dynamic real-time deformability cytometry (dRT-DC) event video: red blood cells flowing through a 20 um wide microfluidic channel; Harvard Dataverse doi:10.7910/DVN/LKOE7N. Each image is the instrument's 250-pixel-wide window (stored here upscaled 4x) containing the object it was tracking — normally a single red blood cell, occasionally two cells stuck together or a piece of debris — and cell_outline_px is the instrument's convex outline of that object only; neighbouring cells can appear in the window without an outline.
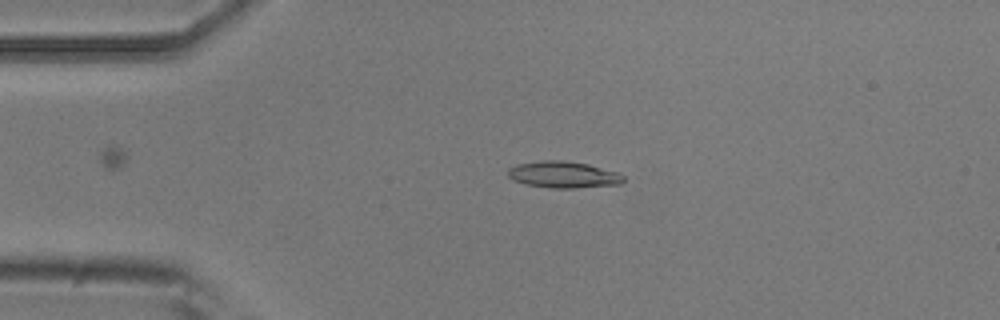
{"species": "common noctule bat (a hibernating species)", "species_latin": "Nyctalus noctula", "temperature_condition": "room temperature", "stored_images_in_passage": 5, "camera_frame_rate_fps": 3000, "um_per_image_px": 0.085, "animal": {"sex": "male", "body_mass_g": 20.5, "forearm_length_mm": 52.5}, "frame": {"image": 1, "passage_image": 3, "time_ms": 2.0, "image_size_px": [1000, 320], "cell_outline_px": [[624, 180], [620, 184], [576, 188], [552, 188], [524, 184], [512, 180], [508, 176], [508, 168], [516, 164], [540, 160], [560, 160], [588, 164], [620, 172], [624, 176]], "centroid_in_image_um": [47.88, 14.84], "position_along_channel_um": 37.1, "area_um2": 18.09}}
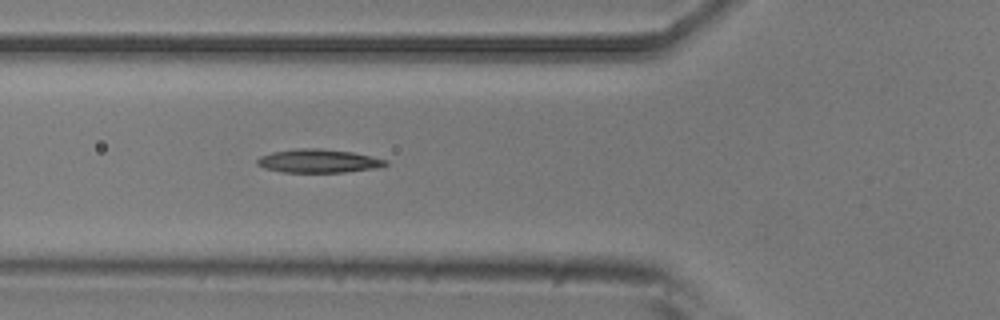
{"frame": {"image": 2, "passage_image": 5, "time_ms": 4.333, "image_size_px": [1000, 320], "cell_outline_px": [[388, 164], [380, 168], [344, 172], [284, 172], [264, 168], [256, 164], [256, 160], [260, 156], [272, 152], [296, 148], [316, 148], [352, 152], [388, 160]], "centroid_in_image_um": [27.07, 13.68], "position_along_channel_um": 98.7, "area_um2": 17.63}}